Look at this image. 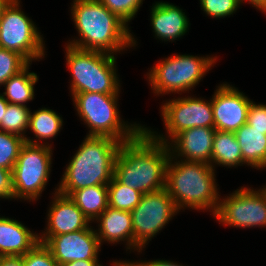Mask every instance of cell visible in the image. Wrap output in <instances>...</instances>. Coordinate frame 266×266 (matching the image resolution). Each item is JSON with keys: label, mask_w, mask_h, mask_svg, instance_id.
<instances>
[{"label": "cell", "mask_w": 266, "mask_h": 266, "mask_svg": "<svg viewBox=\"0 0 266 266\" xmlns=\"http://www.w3.org/2000/svg\"><path fill=\"white\" fill-rule=\"evenodd\" d=\"M18 220L0 217V256H24L39 243V235Z\"/></svg>", "instance_id": "19"}, {"label": "cell", "mask_w": 266, "mask_h": 266, "mask_svg": "<svg viewBox=\"0 0 266 266\" xmlns=\"http://www.w3.org/2000/svg\"><path fill=\"white\" fill-rule=\"evenodd\" d=\"M12 0H0V17L3 14L4 9L11 3Z\"/></svg>", "instance_id": "39"}, {"label": "cell", "mask_w": 266, "mask_h": 266, "mask_svg": "<svg viewBox=\"0 0 266 266\" xmlns=\"http://www.w3.org/2000/svg\"><path fill=\"white\" fill-rule=\"evenodd\" d=\"M0 266H24L23 256H0Z\"/></svg>", "instance_id": "35"}, {"label": "cell", "mask_w": 266, "mask_h": 266, "mask_svg": "<svg viewBox=\"0 0 266 266\" xmlns=\"http://www.w3.org/2000/svg\"><path fill=\"white\" fill-rule=\"evenodd\" d=\"M98 222V230H95L100 245L104 242H124L127 249L133 250V225L130 211L108 208L95 220Z\"/></svg>", "instance_id": "18"}, {"label": "cell", "mask_w": 266, "mask_h": 266, "mask_svg": "<svg viewBox=\"0 0 266 266\" xmlns=\"http://www.w3.org/2000/svg\"><path fill=\"white\" fill-rule=\"evenodd\" d=\"M150 14L153 32L159 40L173 42L184 36L189 29L187 15L172 3L156 1Z\"/></svg>", "instance_id": "17"}, {"label": "cell", "mask_w": 266, "mask_h": 266, "mask_svg": "<svg viewBox=\"0 0 266 266\" xmlns=\"http://www.w3.org/2000/svg\"><path fill=\"white\" fill-rule=\"evenodd\" d=\"M26 143L12 170L14 199L37 201L44 191L51 171L52 145Z\"/></svg>", "instance_id": "8"}, {"label": "cell", "mask_w": 266, "mask_h": 266, "mask_svg": "<svg viewBox=\"0 0 266 266\" xmlns=\"http://www.w3.org/2000/svg\"><path fill=\"white\" fill-rule=\"evenodd\" d=\"M47 227L39 242L45 244L52 236L67 234L86 229L91 223L77 205L65 195L55 191L52 204L48 209Z\"/></svg>", "instance_id": "16"}, {"label": "cell", "mask_w": 266, "mask_h": 266, "mask_svg": "<svg viewBox=\"0 0 266 266\" xmlns=\"http://www.w3.org/2000/svg\"><path fill=\"white\" fill-rule=\"evenodd\" d=\"M243 1H247L249 4L251 3L253 7H256V9L262 11V13H266V0H241V4Z\"/></svg>", "instance_id": "37"}, {"label": "cell", "mask_w": 266, "mask_h": 266, "mask_svg": "<svg viewBox=\"0 0 266 266\" xmlns=\"http://www.w3.org/2000/svg\"><path fill=\"white\" fill-rule=\"evenodd\" d=\"M178 212L165 188L143 194L140 203L131 211L134 251L140 253L147 242L151 241Z\"/></svg>", "instance_id": "10"}, {"label": "cell", "mask_w": 266, "mask_h": 266, "mask_svg": "<svg viewBox=\"0 0 266 266\" xmlns=\"http://www.w3.org/2000/svg\"><path fill=\"white\" fill-rule=\"evenodd\" d=\"M185 96L165 101L161 106V117H163L166 133L161 135L149 128L145 129L157 140L165 144L169 143L176 134L194 127L214 128V115L211 99L206 100ZM209 101V102H208ZM168 137V138H167Z\"/></svg>", "instance_id": "11"}, {"label": "cell", "mask_w": 266, "mask_h": 266, "mask_svg": "<svg viewBox=\"0 0 266 266\" xmlns=\"http://www.w3.org/2000/svg\"><path fill=\"white\" fill-rule=\"evenodd\" d=\"M94 227L52 236L44 245L51 251L57 264L79 260H99L101 245Z\"/></svg>", "instance_id": "14"}, {"label": "cell", "mask_w": 266, "mask_h": 266, "mask_svg": "<svg viewBox=\"0 0 266 266\" xmlns=\"http://www.w3.org/2000/svg\"><path fill=\"white\" fill-rule=\"evenodd\" d=\"M28 64L29 62L18 52L0 47V87Z\"/></svg>", "instance_id": "28"}, {"label": "cell", "mask_w": 266, "mask_h": 266, "mask_svg": "<svg viewBox=\"0 0 266 266\" xmlns=\"http://www.w3.org/2000/svg\"><path fill=\"white\" fill-rule=\"evenodd\" d=\"M108 186V206L124 211H132L143 196L138 190L121 184L114 176Z\"/></svg>", "instance_id": "25"}, {"label": "cell", "mask_w": 266, "mask_h": 266, "mask_svg": "<svg viewBox=\"0 0 266 266\" xmlns=\"http://www.w3.org/2000/svg\"><path fill=\"white\" fill-rule=\"evenodd\" d=\"M31 110L27 105L8 103L6 113L1 120L0 130L16 134L26 138V130L29 129Z\"/></svg>", "instance_id": "26"}, {"label": "cell", "mask_w": 266, "mask_h": 266, "mask_svg": "<svg viewBox=\"0 0 266 266\" xmlns=\"http://www.w3.org/2000/svg\"><path fill=\"white\" fill-rule=\"evenodd\" d=\"M247 124L258 130H265L266 134V104H256L251 101L247 114Z\"/></svg>", "instance_id": "32"}, {"label": "cell", "mask_w": 266, "mask_h": 266, "mask_svg": "<svg viewBox=\"0 0 266 266\" xmlns=\"http://www.w3.org/2000/svg\"><path fill=\"white\" fill-rule=\"evenodd\" d=\"M237 167L246 164L234 132L216 130L211 156V166Z\"/></svg>", "instance_id": "22"}, {"label": "cell", "mask_w": 266, "mask_h": 266, "mask_svg": "<svg viewBox=\"0 0 266 266\" xmlns=\"http://www.w3.org/2000/svg\"><path fill=\"white\" fill-rule=\"evenodd\" d=\"M250 100L243 92L228 83L217 86L211 99L214 128L235 132L247 123Z\"/></svg>", "instance_id": "13"}, {"label": "cell", "mask_w": 266, "mask_h": 266, "mask_svg": "<svg viewBox=\"0 0 266 266\" xmlns=\"http://www.w3.org/2000/svg\"><path fill=\"white\" fill-rule=\"evenodd\" d=\"M72 97L79 117L90 129L87 136H107L123 143L145 128L136 123L128 125L121 119L117 107L119 94L83 92Z\"/></svg>", "instance_id": "6"}, {"label": "cell", "mask_w": 266, "mask_h": 266, "mask_svg": "<svg viewBox=\"0 0 266 266\" xmlns=\"http://www.w3.org/2000/svg\"><path fill=\"white\" fill-rule=\"evenodd\" d=\"M91 222L108 208V186L95 185L73 191L68 196Z\"/></svg>", "instance_id": "21"}, {"label": "cell", "mask_w": 266, "mask_h": 266, "mask_svg": "<svg viewBox=\"0 0 266 266\" xmlns=\"http://www.w3.org/2000/svg\"><path fill=\"white\" fill-rule=\"evenodd\" d=\"M215 131L211 127H194L176 134L167 143L170 157L211 165Z\"/></svg>", "instance_id": "15"}, {"label": "cell", "mask_w": 266, "mask_h": 266, "mask_svg": "<svg viewBox=\"0 0 266 266\" xmlns=\"http://www.w3.org/2000/svg\"><path fill=\"white\" fill-rule=\"evenodd\" d=\"M98 262L99 260H79V261L59 264L58 266H103Z\"/></svg>", "instance_id": "36"}, {"label": "cell", "mask_w": 266, "mask_h": 266, "mask_svg": "<svg viewBox=\"0 0 266 266\" xmlns=\"http://www.w3.org/2000/svg\"><path fill=\"white\" fill-rule=\"evenodd\" d=\"M36 25L12 0L0 17V47L18 52L29 63L45 56L43 36Z\"/></svg>", "instance_id": "9"}, {"label": "cell", "mask_w": 266, "mask_h": 266, "mask_svg": "<svg viewBox=\"0 0 266 266\" xmlns=\"http://www.w3.org/2000/svg\"><path fill=\"white\" fill-rule=\"evenodd\" d=\"M30 65L31 63L3 84L5 92L2 95L8 103L25 106V103L34 99V86L38 82V76L29 72Z\"/></svg>", "instance_id": "23"}, {"label": "cell", "mask_w": 266, "mask_h": 266, "mask_svg": "<svg viewBox=\"0 0 266 266\" xmlns=\"http://www.w3.org/2000/svg\"><path fill=\"white\" fill-rule=\"evenodd\" d=\"M63 126L62 116L56 111L47 108L30 112L29 128L35 135V140L30 137L25 138V142L33 145H41L38 140L52 139L60 132Z\"/></svg>", "instance_id": "24"}, {"label": "cell", "mask_w": 266, "mask_h": 266, "mask_svg": "<svg viewBox=\"0 0 266 266\" xmlns=\"http://www.w3.org/2000/svg\"><path fill=\"white\" fill-rule=\"evenodd\" d=\"M71 14L80 38L70 46L116 55L137 45L128 25L99 0H73Z\"/></svg>", "instance_id": "2"}, {"label": "cell", "mask_w": 266, "mask_h": 266, "mask_svg": "<svg viewBox=\"0 0 266 266\" xmlns=\"http://www.w3.org/2000/svg\"><path fill=\"white\" fill-rule=\"evenodd\" d=\"M216 59L175 54L155 64L147 73V79L156 95L189 92L211 70Z\"/></svg>", "instance_id": "7"}, {"label": "cell", "mask_w": 266, "mask_h": 266, "mask_svg": "<svg viewBox=\"0 0 266 266\" xmlns=\"http://www.w3.org/2000/svg\"><path fill=\"white\" fill-rule=\"evenodd\" d=\"M239 143L243 161L255 169L266 168V134L265 130L252 128L245 123L234 132Z\"/></svg>", "instance_id": "20"}, {"label": "cell", "mask_w": 266, "mask_h": 266, "mask_svg": "<svg viewBox=\"0 0 266 266\" xmlns=\"http://www.w3.org/2000/svg\"><path fill=\"white\" fill-rule=\"evenodd\" d=\"M109 11L116 14L127 25L138 12L143 0H99Z\"/></svg>", "instance_id": "29"}, {"label": "cell", "mask_w": 266, "mask_h": 266, "mask_svg": "<svg viewBox=\"0 0 266 266\" xmlns=\"http://www.w3.org/2000/svg\"><path fill=\"white\" fill-rule=\"evenodd\" d=\"M66 63L72 80L71 95L90 92L119 94L116 57L111 54L66 45Z\"/></svg>", "instance_id": "5"}, {"label": "cell", "mask_w": 266, "mask_h": 266, "mask_svg": "<svg viewBox=\"0 0 266 266\" xmlns=\"http://www.w3.org/2000/svg\"><path fill=\"white\" fill-rule=\"evenodd\" d=\"M201 9L212 18L220 19L236 12L240 7V0H200Z\"/></svg>", "instance_id": "30"}, {"label": "cell", "mask_w": 266, "mask_h": 266, "mask_svg": "<svg viewBox=\"0 0 266 266\" xmlns=\"http://www.w3.org/2000/svg\"><path fill=\"white\" fill-rule=\"evenodd\" d=\"M24 144L21 136L0 130V167L12 171Z\"/></svg>", "instance_id": "27"}, {"label": "cell", "mask_w": 266, "mask_h": 266, "mask_svg": "<svg viewBox=\"0 0 266 266\" xmlns=\"http://www.w3.org/2000/svg\"><path fill=\"white\" fill-rule=\"evenodd\" d=\"M214 171L210 164L169 158L165 189L179 212L188 207L203 211L211 209L215 215L220 195Z\"/></svg>", "instance_id": "4"}, {"label": "cell", "mask_w": 266, "mask_h": 266, "mask_svg": "<svg viewBox=\"0 0 266 266\" xmlns=\"http://www.w3.org/2000/svg\"><path fill=\"white\" fill-rule=\"evenodd\" d=\"M114 266H184L182 264H178L177 262L169 260H153V261H136V262H127V261H115L113 262Z\"/></svg>", "instance_id": "34"}, {"label": "cell", "mask_w": 266, "mask_h": 266, "mask_svg": "<svg viewBox=\"0 0 266 266\" xmlns=\"http://www.w3.org/2000/svg\"><path fill=\"white\" fill-rule=\"evenodd\" d=\"M0 198L14 199L12 171L0 167Z\"/></svg>", "instance_id": "33"}, {"label": "cell", "mask_w": 266, "mask_h": 266, "mask_svg": "<svg viewBox=\"0 0 266 266\" xmlns=\"http://www.w3.org/2000/svg\"><path fill=\"white\" fill-rule=\"evenodd\" d=\"M8 102L5 100L4 96L0 94V124L3 119V115L6 113Z\"/></svg>", "instance_id": "38"}, {"label": "cell", "mask_w": 266, "mask_h": 266, "mask_svg": "<svg viewBox=\"0 0 266 266\" xmlns=\"http://www.w3.org/2000/svg\"><path fill=\"white\" fill-rule=\"evenodd\" d=\"M214 218L223 225L237 228L266 227V196L261 189L243 186L220 198Z\"/></svg>", "instance_id": "12"}, {"label": "cell", "mask_w": 266, "mask_h": 266, "mask_svg": "<svg viewBox=\"0 0 266 266\" xmlns=\"http://www.w3.org/2000/svg\"><path fill=\"white\" fill-rule=\"evenodd\" d=\"M170 158L167 144L157 141L145 128L132 140L123 142L114 164V177L142 194L165 188Z\"/></svg>", "instance_id": "1"}, {"label": "cell", "mask_w": 266, "mask_h": 266, "mask_svg": "<svg viewBox=\"0 0 266 266\" xmlns=\"http://www.w3.org/2000/svg\"><path fill=\"white\" fill-rule=\"evenodd\" d=\"M122 142L107 136H87L67 165L55 190L65 196L95 185H108Z\"/></svg>", "instance_id": "3"}, {"label": "cell", "mask_w": 266, "mask_h": 266, "mask_svg": "<svg viewBox=\"0 0 266 266\" xmlns=\"http://www.w3.org/2000/svg\"><path fill=\"white\" fill-rule=\"evenodd\" d=\"M24 266H58L51 251L42 243H38L23 256Z\"/></svg>", "instance_id": "31"}, {"label": "cell", "mask_w": 266, "mask_h": 266, "mask_svg": "<svg viewBox=\"0 0 266 266\" xmlns=\"http://www.w3.org/2000/svg\"><path fill=\"white\" fill-rule=\"evenodd\" d=\"M261 191L264 193V195L266 196V187L264 186L263 188H261Z\"/></svg>", "instance_id": "40"}]
</instances>
